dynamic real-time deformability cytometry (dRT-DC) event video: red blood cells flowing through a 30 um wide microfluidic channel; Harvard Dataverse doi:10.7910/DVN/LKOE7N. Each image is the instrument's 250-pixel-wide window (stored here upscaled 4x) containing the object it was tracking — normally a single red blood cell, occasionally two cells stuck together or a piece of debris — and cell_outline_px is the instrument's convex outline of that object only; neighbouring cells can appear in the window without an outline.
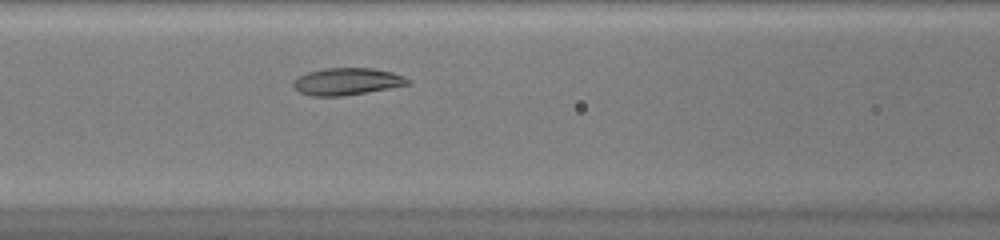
{"species": "common noctule bat (a hibernating species)", "species_latin": "Nyctalus noctula", "temperature_condition": "warm", "stored_images_in_passage": 33, "camera_frame_rate_fps": 3000, "um_per_image_px": 0.085, "animal": {"sex": "female", "body_mass_g": 20.0, "forearm_length_mm": 54.0}, "frame": {"image": 1, "passage_image": 10, "time_ms": 3.0, "image_size_px": [1000, 240], "cell_outline_px": [[412, 84], [368, 92], [344, 96], [312, 96], [300, 92], [292, 88], [292, 80], [308, 72], [324, 68], [372, 68], [392, 72], [404, 76], [412, 80]], "centroid_in_image_um": [29.51, 6.93], "position_along_channel_um": 137.1, "area_um2": 18.32}}
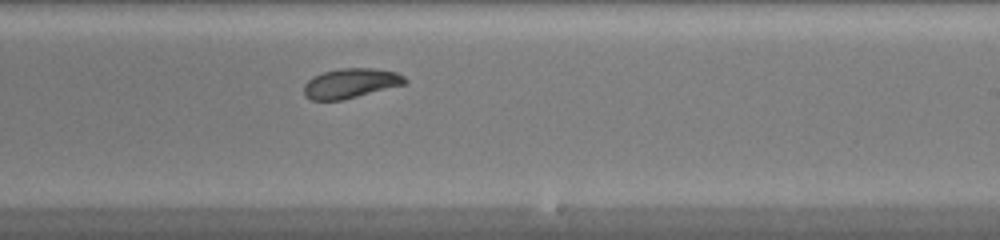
{"frame": {"image": 2, "passage_image": 19, "time_ms": 6.0, "image_size_px": [1000, 240], "cell_outline_px": [[408, 84], [340, 100], [312, 100], [304, 96], [304, 84], [312, 76], [324, 72], [340, 68], [372, 68], [396, 72], [404, 76], [408, 80]], "centroid_in_image_um": [29.82, 7.07], "position_along_channel_um": 259.2, "area_um2": 17.57}}
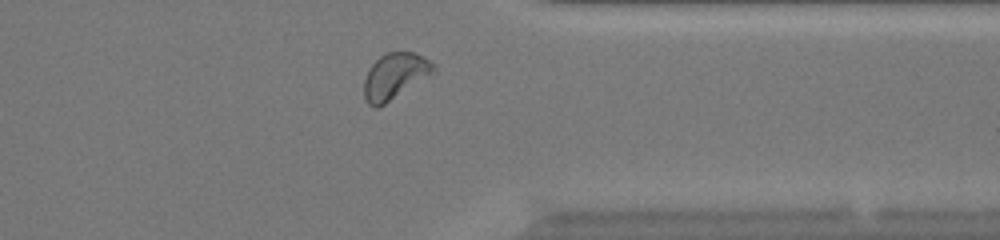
{"frame": {"image": 3, "passage_image": 28, "time_ms": 9.0, "image_size_px": [1000, 240], "cell_outline_px": [[436, 68], [384, 104], [376, 108], [372, 108], [368, 104], [364, 96], [364, 80], [372, 64], [384, 52], [416, 52], [436, 64]], "centroid_in_image_um": [33.5, 6.44], "position_along_channel_um": 377.9, "area_um2": 17.92}, "authors_computed_cell_mechanics": {"area_um2": 17.9758, "velocity_mm_per_s": 4.0782, "shape_relaxation_time_tau1_ms": 4.782, "shape_relaxation_time_tau2_ms": null, "deformation_change_tau1": 0.1275, "deformation_change_tau2": null}}